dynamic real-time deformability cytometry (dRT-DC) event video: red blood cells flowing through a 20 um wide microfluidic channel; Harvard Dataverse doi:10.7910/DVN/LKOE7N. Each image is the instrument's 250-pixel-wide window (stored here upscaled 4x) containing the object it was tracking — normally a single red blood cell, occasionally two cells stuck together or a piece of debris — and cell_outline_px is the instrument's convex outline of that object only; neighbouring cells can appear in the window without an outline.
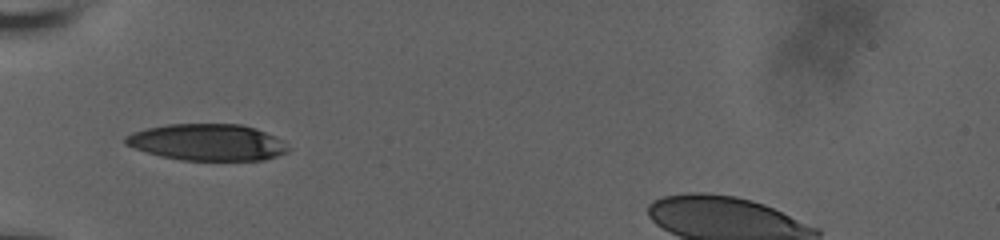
{"species": "human", "species_latin": "Homo sapiens", "temperature_condition": "room temperature", "stored_images_in_passage": 8, "camera_frame_rate_fps": 3000, "um_per_image_px": 0.085, "donor": {"sex": "male"}, "frame": {"image": 1, "passage_image": 2, "time_ms": 0.333, "image_size_px": [1000, 240], "cell_outline_px": [[292, 148], [288, 152], [264, 160], [180, 160], [160, 156], [124, 144], [124, 136], [132, 132], [148, 128], [168, 124], [240, 124], [256, 128], [276, 136], [284, 140]], "centroid_in_image_um": [17.68, 12.09], "position_along_channel_um": 67.3, "area_um2": 34.91}}
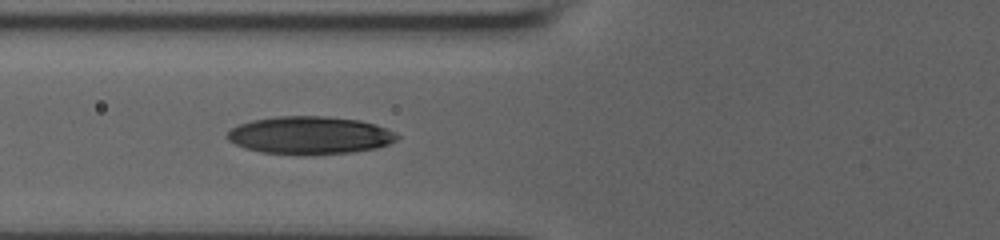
{"frame": {"image": 2, "passage_image": 4, "time_ms": 1.0, "image_size_px": [1000, 240], "cell_outline_px": [[400, 136], [396, 140], [388, 144], [376, 148], [352, 152], [308, 156], [296, 156], [260, 152], [244, 148], [228, 140], [224, 136], [232, 128], [240, 124], [252, 120], [276, 116], [324, 116], [360, 120], [396, 132]], "centroid_in_image_um": [26.3, 11.52], "position_along_channel_um": 99.5, "area_um2": 37.86}}
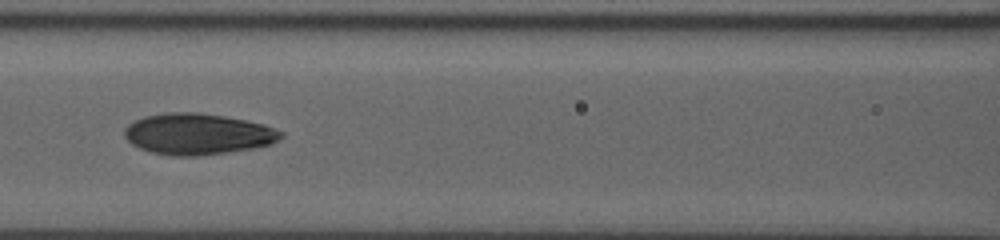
{"frame": {"image": 3, "passage_image": 6, "time_ms": 1.667, "image_size_px": [1000, 240], "cell_outline_px": [[284, 136], [272, 144], [252, 148], [228, 152], [196, 156], [172, 156], [152, 152], [140, 148], [132, 144], [124, 136], [124, 128], [128, 124], [144, 116], [164, 112], [196, 112], [224, 116], [264, 124], [284, 132]], "centroid_in_image_um": [16.8, 11.39], "position_along_channel_um": 149.8, "area_um2": 37.57}}